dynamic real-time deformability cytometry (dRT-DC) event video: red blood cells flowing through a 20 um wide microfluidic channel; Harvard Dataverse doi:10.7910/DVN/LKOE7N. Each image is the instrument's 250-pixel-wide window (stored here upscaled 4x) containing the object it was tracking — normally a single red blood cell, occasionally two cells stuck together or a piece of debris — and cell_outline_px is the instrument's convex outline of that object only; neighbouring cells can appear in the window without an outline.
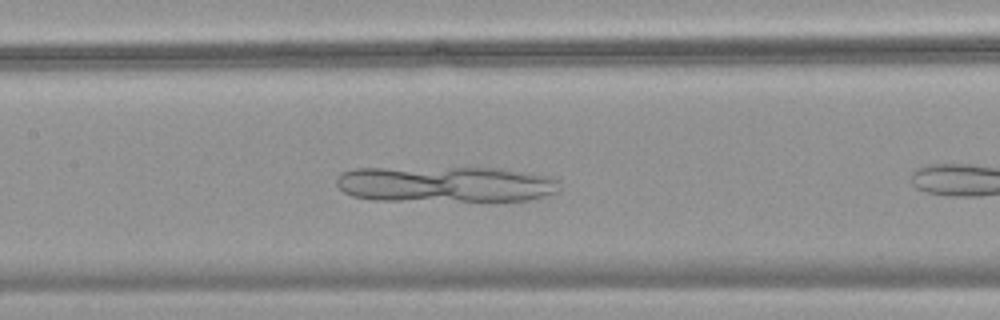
{"species": "common noctule bat (a hibernating species)", "species_latin": "Nyctalus noctula", "temperature_condition": "warm", "stored_images_in_passage": 19, "camera_frame_rate_fps": 3000, "um_per_image_px": 0.085, "animal": {"sex": "female", "body_mass_g": 18.4}, "frame": {"image": 1, "passage_image": 9, "time_ms": 2.667, "image_size_px": [1000, 320], "cell_outline_px": [[560, 192], [532, 200], [492, 204], [372, 200], [352, 196], [344, 192], [336, 184], [336, 180], [340, 172], [352, 168], [504, 168], [552, 176], [556, 180], [560, 188]], "centroid_in_image_um": [37.96, 15.72], "position_along_channel_um": 169.4, "area_um2": 49.42}}